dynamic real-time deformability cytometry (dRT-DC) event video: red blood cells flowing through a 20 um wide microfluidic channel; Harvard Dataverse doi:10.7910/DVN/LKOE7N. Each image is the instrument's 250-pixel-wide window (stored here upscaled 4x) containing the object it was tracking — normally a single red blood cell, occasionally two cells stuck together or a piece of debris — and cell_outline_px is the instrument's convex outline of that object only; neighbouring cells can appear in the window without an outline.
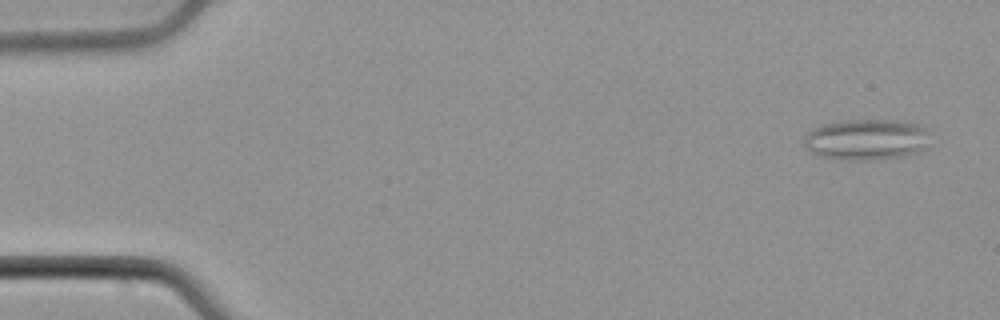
{"species": "common noctule bat (a hibernating species)", "species_latin": "Nyctalus noctula", "temperature_condition": "cold", "stored_images_in_passage": 54, "camera_frame_rate_fps": 3000, "um_per_image_px": 0.085, "animal": {"sex": "male", "body_mass_g": 21.5, "forearm_length_mm": 52.0}, "frame": {"image": 1, "passage_image": 3, "time_ms": 0.667, "image_size_px": [1000, 320], "cell_outline_px": [[928, 144], [920, 152], [900, 156], [868, 160], [848, 160], [824, 156], [812, 152], [804, 144], [804, 136], [812, 128], [824, 124], [844, 120], [900, 120], [924, 124], [928, 128]], "centroid_in_image_um": [73.71, 11.83], "position_along_channel_um": 11.3, "area_um2": 30.23}}
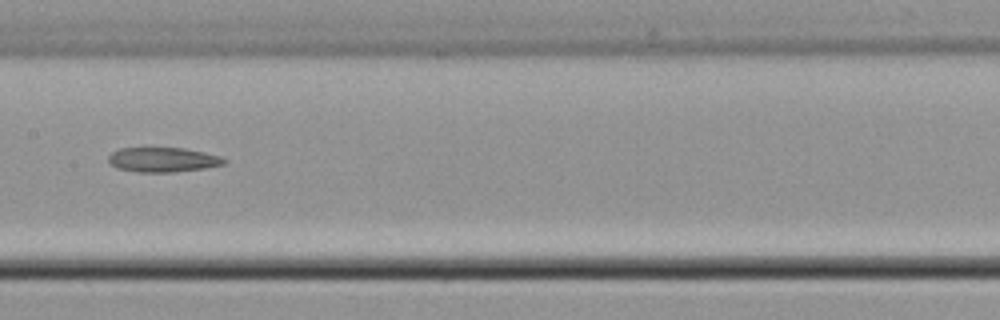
{"frame": {"image": 2, "passage_image": 28, "time_ms": 9.0, "image_size_px": [1000, 320], "cell_outline_px": [[228, 160], [224, 164], [204, 168], [172, 172], [140, 172], [116, 168], [108, 160], [108, 156], [112, 152], [120, 148], [184, 148], [204, 152], [220, 156]], "centroid_in_image_um": [13.85, 13.57], "position_along_channel_um": 193.6, "area_um2": 16.53}}
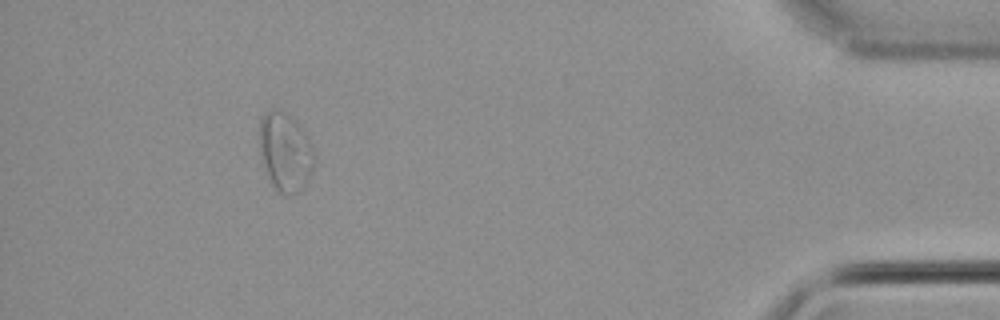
{"frame": {"image": 3, "passage_image": 50, "time_ms": 16.333, "image_size_px": [1000, 320], "cell_outline_px": [[316, 160], [312, 172], [300, 192], [288, 196], [284, 196], [272, 184], [268, 176], [260, 156], [260, 116], [264, 112], [272, 108], [284, 112], [300, 128], [308, 140], [316, 156]], "centroid_in_image_um": [24.24, 12.95], "position_along_channel_um": 411.0, "area_um2": 24.97}}